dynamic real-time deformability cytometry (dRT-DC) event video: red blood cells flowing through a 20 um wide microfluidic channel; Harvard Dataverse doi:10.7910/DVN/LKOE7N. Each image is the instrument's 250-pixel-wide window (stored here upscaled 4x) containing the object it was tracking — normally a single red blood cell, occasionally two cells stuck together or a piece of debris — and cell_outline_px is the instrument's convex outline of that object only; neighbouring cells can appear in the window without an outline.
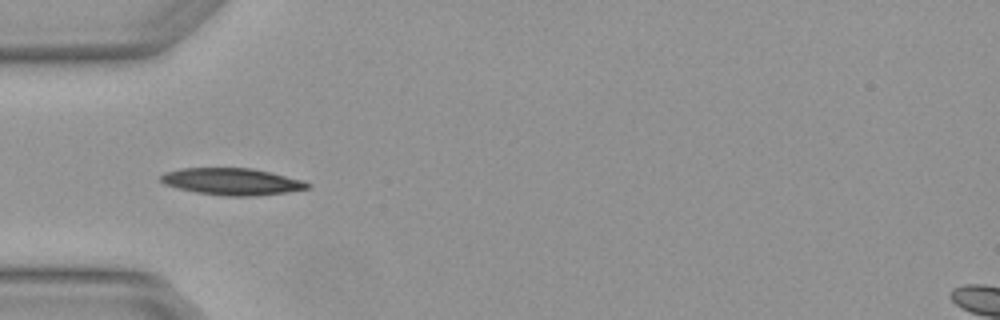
{"species": "Egyptian fruit bat (a non-hibernating species)", "species_latin": "Rousettus aegyptiacus", "temperature_condition": "warm", "stored_images_in_passage": 4, "camera_frame_rate_fps": 3000, "um_per_image_px": 0.085, "animal": {"sex": "female"}, "frame": {"image": 1, "passage_image": 3, "time_ms": 0.667, "image_size_px": [1000, 320], "cell_outline_px": [[312, 184], [308, 188], [284, 192], [252, 196], [224, 196], [196, 192], [176, 188], [164, 184], [160, 180], [160, 176], [164, 172], [180, 168], [252, 168], [304, 180]], "centroid_in_image_um": [19.68, 15.43], "position_along_channel_um": 65.3, "area_um2": 22.95}}
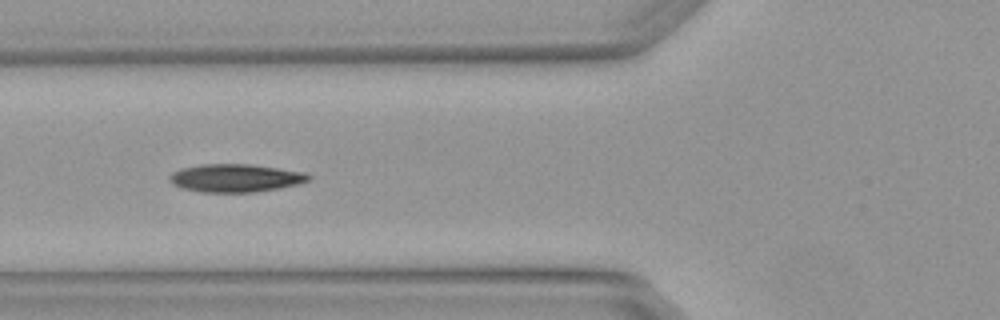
{"frame": {"image": 2, "passage_image": 4, "time_ms": 1.0, "image_size_px": [1000, 320], "cell_outline_px": [[312, 176], [308, 180], [296, 184], [280, 188], [256, 192], [200, 192], [180, 188], [172, 184], [168, 180], [168, 176], [172, 172], [180, 168], [200, 164], [252, 164], [308, 172]], "centroid_in_image_um": [19.99, 15.12], "position_along_channel_um": 105.8, "area_um2": 23.06}}